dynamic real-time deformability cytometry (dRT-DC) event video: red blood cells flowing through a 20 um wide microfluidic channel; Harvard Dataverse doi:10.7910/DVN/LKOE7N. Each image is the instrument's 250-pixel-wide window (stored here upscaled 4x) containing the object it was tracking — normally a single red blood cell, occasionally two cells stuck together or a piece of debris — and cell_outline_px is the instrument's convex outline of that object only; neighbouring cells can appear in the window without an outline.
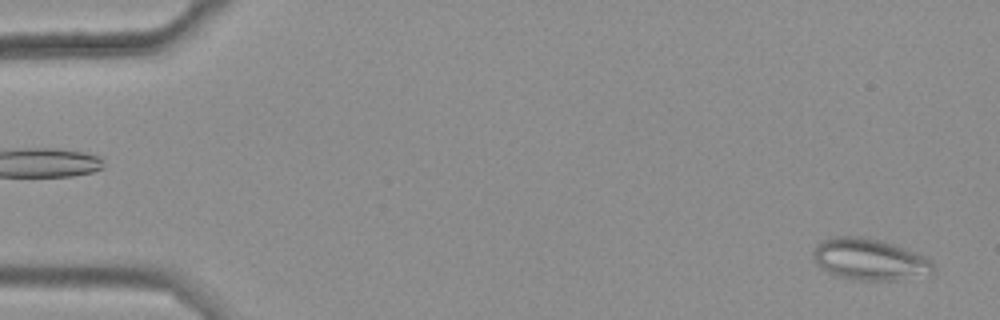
{"species": "common noctule bat (a hibernating species)", "species_latin": "Nyctalus noctula", "temperature_condition": "warm", "stored_images_in_passage": 47, "camera_frame_rate_fps": 3000, "um_per_image_px": 0.085, "animal": {"sex": "female", "body_mass_g": 25.1}, "frame": {"image": 1, "passage_image": 2, "time_ms": 0.333, "image_size_px": [1000, 320], "cell_outline_px": [[936, 272], [896, 280], [860, 280], [836, 276], [820, 268], [812, 256], [812, 252], [816, 244], [824, 240], [836, 236], [864, 236], [884, 240], [896, 244], [916, 252], [932, 260], [936, 268]], "centroid_in_image_um": [73.93, 22.03], "position_along_channel_um": 11.1, "area_um2": 29.42}}
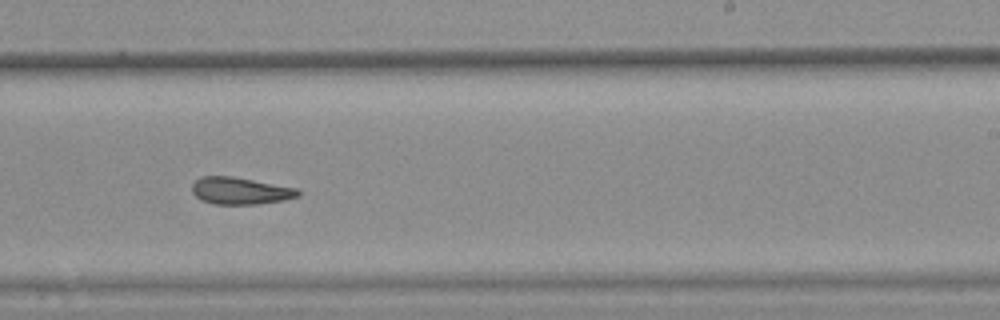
{"frame": {"image": 2, "passage_image": 34, "time_ms": 11.0, "image_size_px": [1000, 320], "cell_outline_px": [[300, 196], [284, 200], [260, 204], [212, 204], [196, 196], [192, 192], [192, 184], [200, 176], [232, 176], [296, 188], [300, 192]], "centroid_in_image_um": [20.42, 16.22], "position_along_channel_um": 268.6, "area_um2": 16.65}}
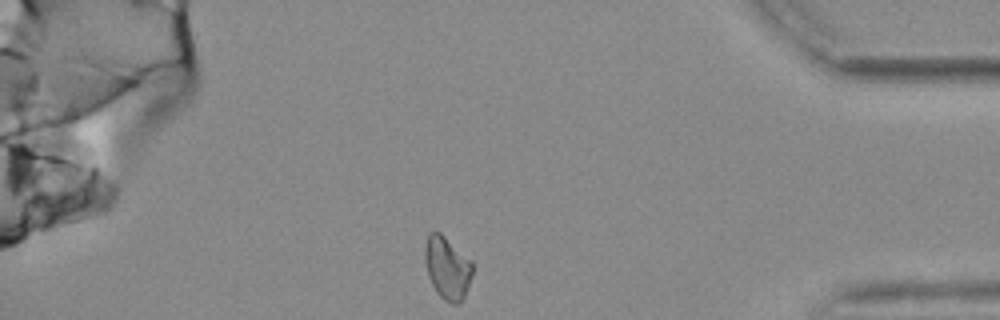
{"frame": {"image": 3, "passage_image": 47, "time_ms": 15.333, "image_size_px": [1000, 320], "cell_outline_px": [[472, 272], [464, 296], [460, 304], [452, 304], [444, 300], [436, 292], [428, 276], [424, 260], [424, 248], [428, 232], [440, 232], [472, 260]], "centroid_in_image_um": [38.0, 22.75], "position_along_channel_um": 397.2, "area_um2": 17.46}, "authors_computed_cell_mechanics": {"area_um2": 17.8024, "velocity_mm_per_s": 3.6722, "shape_relaxation_time_tau1_ms": null, "shape_relaxation_time_tau2_ms": 3.1023, "deformation_change_tau1": null, "deformation_change_tau2": 0.1037}}